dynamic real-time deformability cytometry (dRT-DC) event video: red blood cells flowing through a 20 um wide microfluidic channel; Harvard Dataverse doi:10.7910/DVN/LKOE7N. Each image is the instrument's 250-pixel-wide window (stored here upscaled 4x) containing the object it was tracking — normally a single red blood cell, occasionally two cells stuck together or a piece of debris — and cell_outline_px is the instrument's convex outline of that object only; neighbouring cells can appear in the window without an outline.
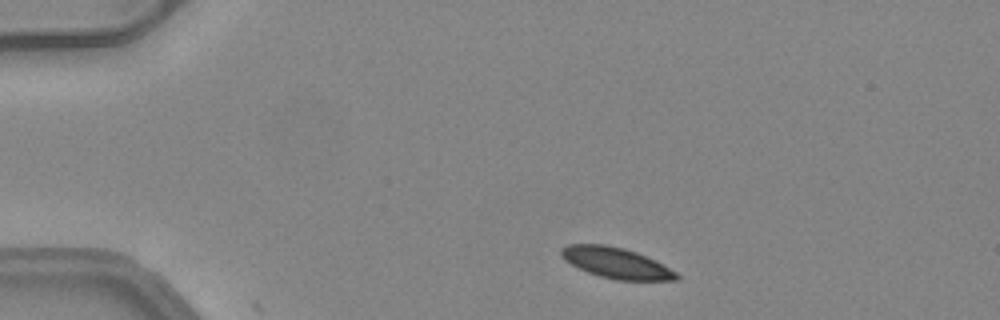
{"species": "common noctule bat (a hibernating species)", "species_latin": "Nyctalus noctula", "temperature_condition": "warm", "stored_images_in_passage": 6, "camera_frame_rate_fps": 3000, "um_per_image_px": 0.085, "animal": {"sex": "female", "body_mass_g": 24.6, "forearm_length_mm": 56.2}, "frame": {"image": 1, "passage_image": 4, "time_ms": 1.0, "image_size_px": [1000, 320], "cell_outline_px": [[680, 276], [676, 280], [616, 280], [600, 276], [588, 272], [564, 260], [560, 256], [560, 248], [568, 244], [604, 244], [624, 248], [636, 252], [656, 260], [676, 272]], "centroid_in_image_um": [52.36, 22.34], "position_along_channel_um": 32.6, "area_um2": 20.63}}